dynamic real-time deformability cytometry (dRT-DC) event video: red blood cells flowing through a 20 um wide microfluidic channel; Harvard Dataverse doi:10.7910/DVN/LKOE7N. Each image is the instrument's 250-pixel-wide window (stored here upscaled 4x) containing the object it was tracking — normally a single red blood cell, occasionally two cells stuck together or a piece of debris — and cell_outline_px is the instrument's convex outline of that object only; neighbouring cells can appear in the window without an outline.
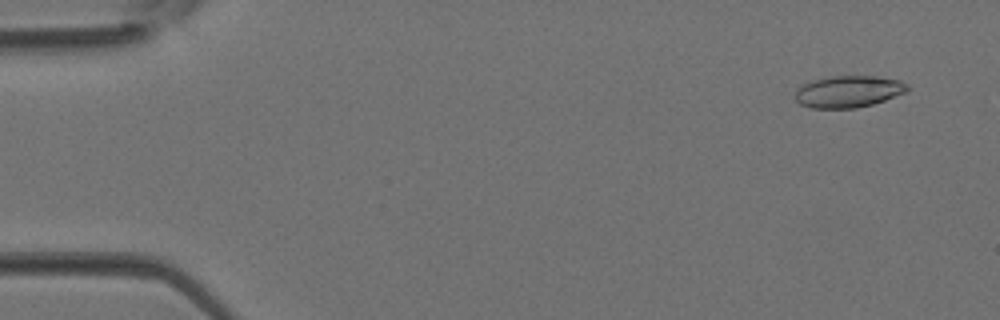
{"species": "Egyptian fruit bat (a non-hibernating species)", "species_latin": "Rousettus aegyptiacus", "temperature_condition": "room temperature", "stored_images_in_passage": 4, "camera_frame_rate_fps": 3000, "um_per_image_px": 0.085, "animal": {"sex": "female"}, "frame": {"image": 1, "passage_image": 1, "time_ms": 0.0, "image_size_px": [1000, 320], "cell_outline_px": [[908, 92], [872, 104], [856, 108], [812, 108], [800, 104], [796, 100], [796, 88], [812, 80], [832, 76], [876, 76], [900, 80], [908, 84]], "centroid_in_image_um": [72.13, 7.78], "position_along_channel_um": 12.9, "area_um2": 20.81}}
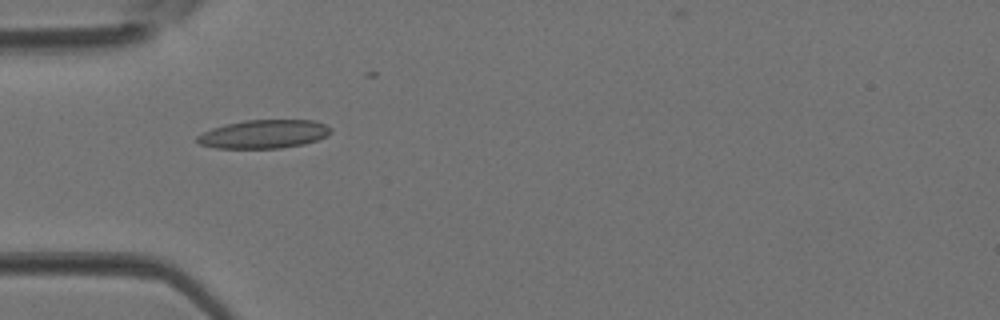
{"frame": {"image": 2, "passage_image": 3, "time_ms": 0.667, "image_size_px": [1000, 320], "cell_outline_px": [[332, 132], [316, 140], [304, 144], [280, 148], [216, 148], [200, 144], [196, 140], [196, 136], [212, 128], [244, 120], [312, 120], [324, 124], [332, 128]], "centroid_in_image_um": [22.42, 11.4], "position_along_channel_um": 62.6, "area_um2": 22.02}}
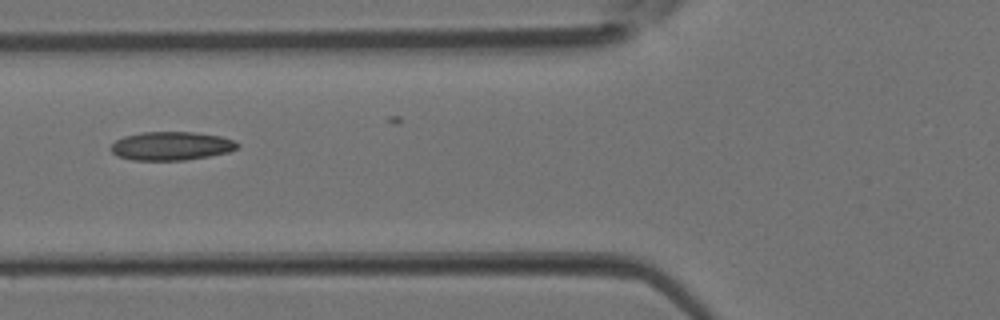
{"frame": {"image": 3, "passage_image": 4, "time_ms": 1.0, "image_size_px": [1000, 320], "cell_outline_px": [[240, 148], [228, 152], [208, 156], [184, 160], [132, 160], [116, 156], [108, 148], [116, 140], [124, 136], [140, 132], [192, 132], [220, 136], [232, 140], [240, 144]], "centroid_in_image_um": [14.53, 12.41], "position_along_channel_um": 111.3, "area_um2": 21.15}}